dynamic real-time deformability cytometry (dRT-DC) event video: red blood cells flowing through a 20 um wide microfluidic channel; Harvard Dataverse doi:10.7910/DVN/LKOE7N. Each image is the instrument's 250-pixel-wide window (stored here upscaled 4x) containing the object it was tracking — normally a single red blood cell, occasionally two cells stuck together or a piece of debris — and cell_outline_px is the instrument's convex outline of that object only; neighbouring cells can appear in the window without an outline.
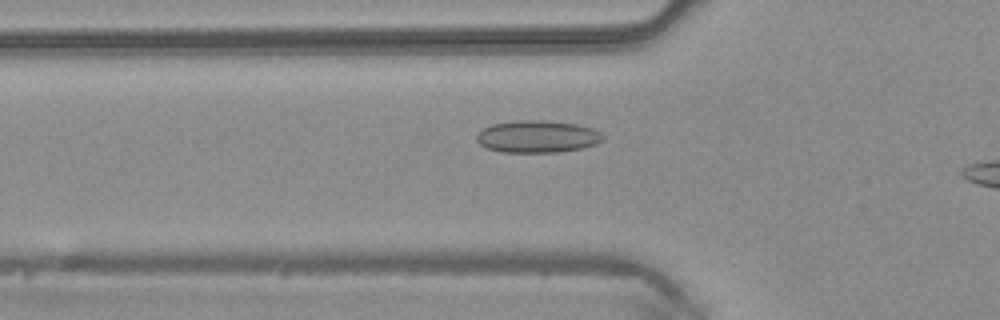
{"species": "common noctule bat (a hibernating species)", "species_latin": "Nyctalus noctula", "temperature_condition": "warm", "stored_images_in_passage": 26, "camera_frame_rate_fps": 3000, "um_per_image_px": 0.085, "animal": {"sex": "male", "body_mass_g": 20.4}, "frame": {"image": 1, "passage_image": 4, "time_ms": 1.0, "image_size_px": [1000, 320], "cell_outline_px": [[604, 140], [596, 144], [580, 148], [560, 152], [500, 152], [488, 148], [480, 144], [476, 140], [476, 136], [484, 128], [492, 124], [520, 120], [540, 120], [576, 124], [592, 128], [600, 132], [604, 136]], "centroid_in_image_um": [45.69, 11.61], "position_along_channel_um": 80.1, "area_um2": 23.58}}
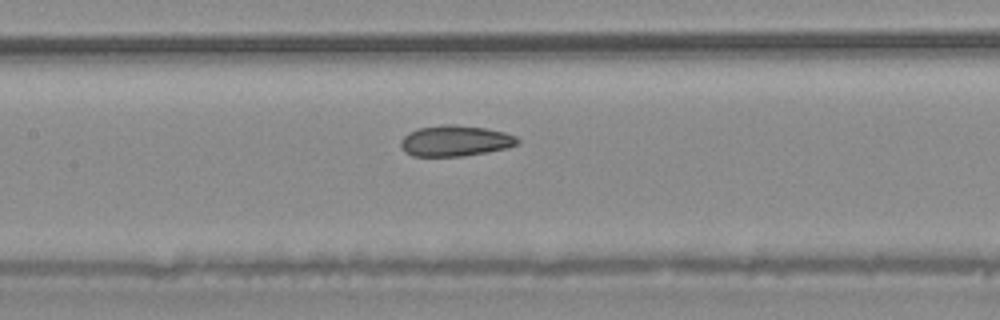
{"frame": {"image": 2, "passage_image": 10, "time_ms": 3.0, "image_size_px": [1000, 320], "cell_outline_px": [[520, 144], [508, 148], [488, 152], [464, 156], [412, 156], [404, 152], [400, 144], [400, 140], [408, 132], [416, 128], [444, 124], [456, 124], [484, 128], [504, 132], [516, 136], [520, 140]], "centroid_in_image_um": [38.69, 11.97], "position_along_channel_um": 168.7, "area_um2": 21.33}}
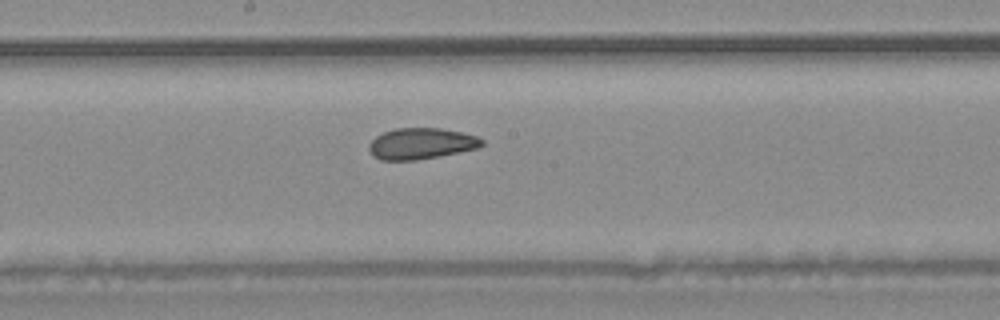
{"frame": {"image": 3, "passage_image": 13, "time_ms": 4.0, "image_size_px": [1000, 320], "cell_outline_px": [[484, 144], [476, 148], [416, 160], [380, 160], [368, 148], [368, 144], [376, 136], [384, 132], [396, 128], [440, 128], [460, 132], [476, 136], [484, 140]], "centroid_in_image_um": [35.78, 12.19], "position_along_channel_um": 212.4, "area_um2": 20.11}}